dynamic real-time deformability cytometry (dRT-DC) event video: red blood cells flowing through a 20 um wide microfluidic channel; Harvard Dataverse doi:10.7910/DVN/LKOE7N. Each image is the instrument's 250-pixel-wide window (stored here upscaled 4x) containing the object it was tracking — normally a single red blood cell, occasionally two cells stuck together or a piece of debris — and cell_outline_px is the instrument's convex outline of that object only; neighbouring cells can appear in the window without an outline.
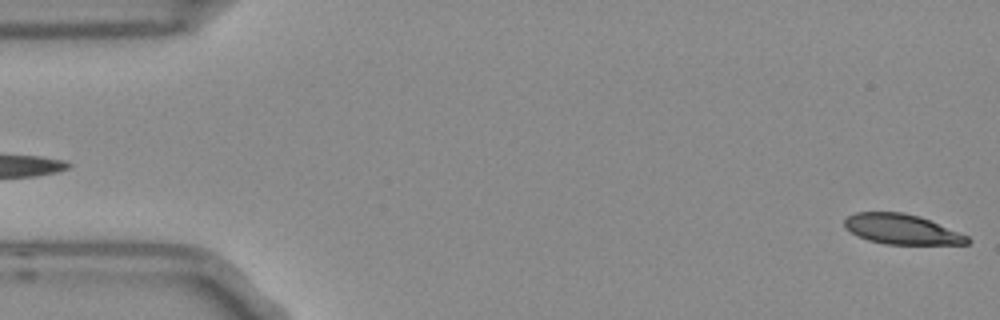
{"species": "Egyptian fruit bat (a non-hibernating species)", "species_latin": "Rousettus aegyptiacus", "temperature_condition": "room temperature", "stored_images_in_passage": 5, "segment_of_instrument_passage": [2, 2], "camera_frame_rate_fps": 3000, "um_per_image_px": 0.085, "frame": {"image": 1, "passage_image": 5, "time_ms": 1.333, "image_size_px": [1000, 320], "cell_outline_px": [[972, 240], [968, 244], [884, 244], [868, 240], [844, 228], [844, 220], [848, 216], [856, 212], [904, 212], [920, 216], [968, 236]], "centroid_in_image_um": [76.65, 19.48], "position_along_channel_um": 8.4, "area_um2": 21.44}}